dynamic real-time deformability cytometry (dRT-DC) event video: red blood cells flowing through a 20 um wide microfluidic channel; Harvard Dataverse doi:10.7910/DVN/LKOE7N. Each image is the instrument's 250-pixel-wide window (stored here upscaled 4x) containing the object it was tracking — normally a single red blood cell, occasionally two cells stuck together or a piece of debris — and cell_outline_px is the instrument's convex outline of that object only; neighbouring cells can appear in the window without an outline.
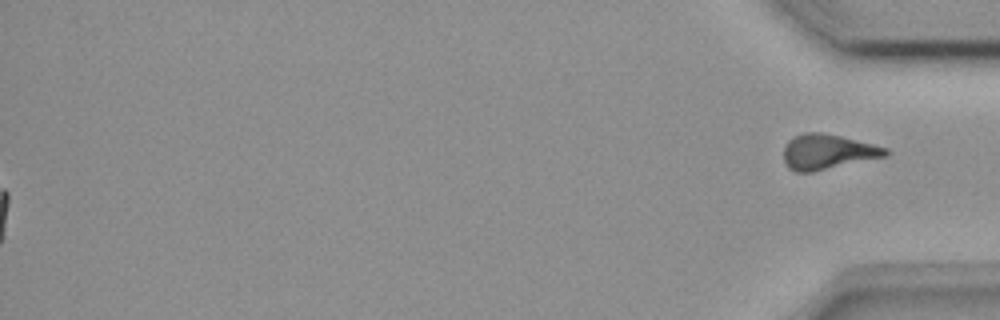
{"species": "common noctule bat (a hibernating species)", "species_latin": "Nyctalus noctula", "temperature_condition": "room temperature", "stored_images_in_passage": 53, "segment_of_instrument_passage": [2, 2], "camera_frame_rate_fps": 3000, "um_per_image_px": 0.085, "animal": {"sex": "female", "body_mass_g": 18.4}, "frame": {"image": 1, "passage_image": 53, "time_ms": 17.333, "image_size_px": [1000, 320], "cell_outline_px": [[888, 156], [812, 172], [796, 172], [788, 168], [784, 164], [784, 144], [792, 136], [804, 132], [820, 132], [840, 136], [888, 148]], "centroid_in_image_um": [70.3, 12.91], "position_along_channel_um": 364.9, "area_um2": 20.98}}